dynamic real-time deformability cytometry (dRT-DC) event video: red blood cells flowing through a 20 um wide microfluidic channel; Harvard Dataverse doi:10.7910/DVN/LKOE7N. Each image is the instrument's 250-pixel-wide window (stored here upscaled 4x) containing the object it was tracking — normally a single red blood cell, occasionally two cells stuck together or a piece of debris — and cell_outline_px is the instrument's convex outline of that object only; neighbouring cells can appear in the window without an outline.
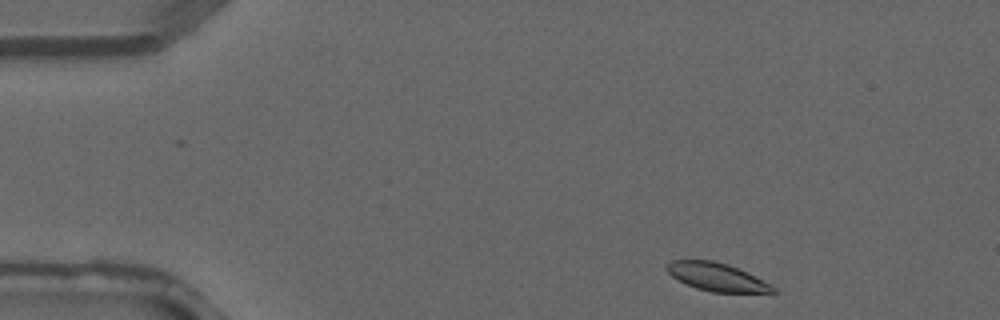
{"species": "common noctule bat (a hibernating species)", "species_latin": "Nyctalus noctula", "temperature_condition": "warm", "stored_images_in_passage": 3, "camera_frame_rate_fps": 3000, "um_per_image_px": 0.085, "animal": {"sex": "male", "forearm_length_mm": 52.5}, "frame": {"image": 1, "passage_image": 1, "time_ms": 0.0, "image_size_px": [1000, 320], "cell_outline_px": [[776, 292], [772, 296], [712, 292], [696, 288], [684, 284], [672, 276], [664, 268], [672, 260], [712, 260], [728, 264], [776, 288]], "centroid_in_image_um": [60.99, 23.61], "position_along_channel_um": 24.0, "area_um2": 17.86}}